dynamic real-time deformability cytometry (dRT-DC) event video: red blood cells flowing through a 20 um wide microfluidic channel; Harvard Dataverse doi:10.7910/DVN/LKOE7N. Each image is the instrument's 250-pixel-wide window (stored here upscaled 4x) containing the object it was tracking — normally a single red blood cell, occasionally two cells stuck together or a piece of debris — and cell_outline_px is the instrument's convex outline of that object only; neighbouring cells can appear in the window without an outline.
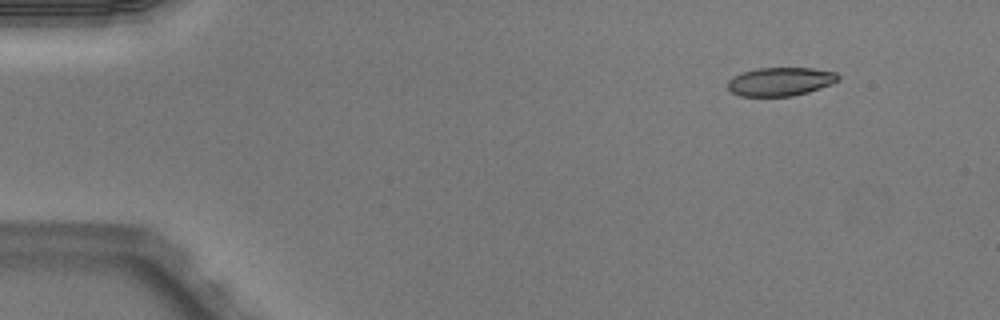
{"species": "Egyptian fruit bat (a non-hibernating species)", "species_latin": "Rousettus aegyptiacus", "temperature_condition": "warm", "stored_images_in_passage": 45, "camera_frame_rate_fps": 3000, "um_per_image_px": 0.085, "animal": {"sex": "male"}, "frame": {"image": 1, "passage_image": 1, "time_ms": 0.0, "image_size_px": [1000, 320], "cell_outline_px": [[840, 80], [832, 84], [808, 92], [792, 96], [740, 96], [732, 92], [728, 88], [728, 80], [732, 76], [756, 68], [812, 68], [836, 72], [840, 76]], "centroid_in_image_um": [66.35, 6.93], "position_along_channel_um": 18.6, "area_um2": 18.44}}
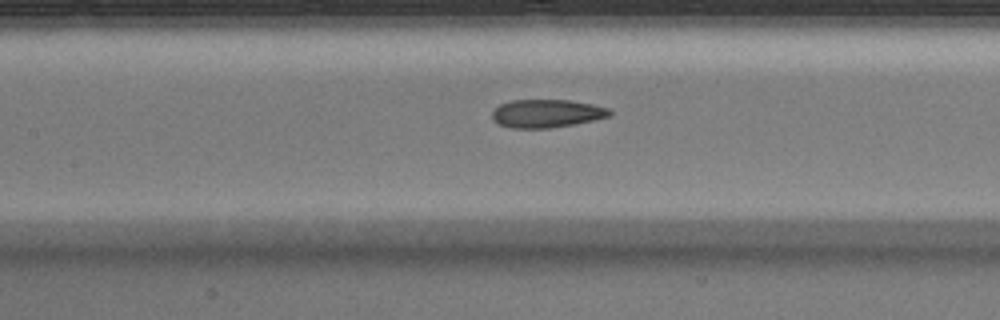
{"frame": {"image": 2, "passage_image": 19, "time_ms": 6.0, "image_size_px": [1000, 320], "cell_outline_px": [[612, 116], [596, 120], [548, 128], [512, 128], [500, 124], [492, 120], [492, 112], [500, 104], [512, 100], [568, 100], [592, 104], [608, 108], [612, 112]], "centroid_in_image_um": [46.48, 9.64], "position_along_channel_um": 160.9, "area_um2": 19.25}}
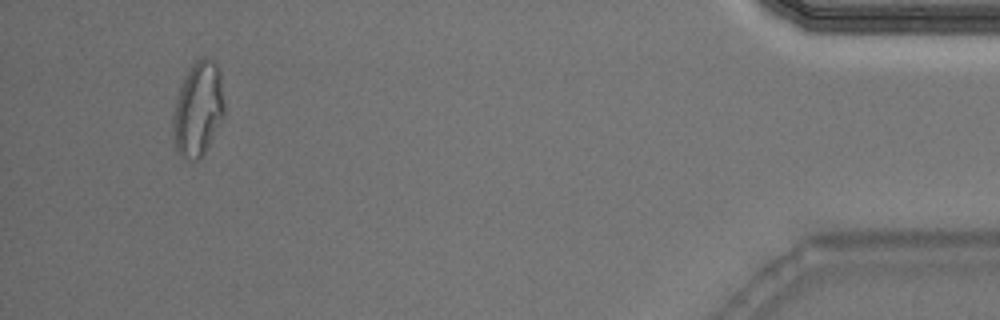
{"frame": {"image": 3, "passage_image": 43, "time_ms": 14.0, "image_size_px": [1000, 320], "cell_outline_px": [[224, 112], [200, 160], [184, 160], [180, 156], [176, 148], [172, 128], [172, 120], [176, 100], [184, 76], [188, 68], [196, 60], [204, 56], [208, 56], [220, 68], [224, 100]], "centroid_in_image_um": [16.82, 9.23], "position_along_channel_um": 418.4, "area_um2": 28.21}, "authors_computed_cell_mechanics": {"area_um2": 19.8832, "velocity_mm_per_s": 4.0611, "shape_relaxation_time_tau1_ms": null, "shape_relaxation_time_tau2_ms": 2.0311, "deformation_change_tau1": null, "deformation_change_tau2": 0.0904}}